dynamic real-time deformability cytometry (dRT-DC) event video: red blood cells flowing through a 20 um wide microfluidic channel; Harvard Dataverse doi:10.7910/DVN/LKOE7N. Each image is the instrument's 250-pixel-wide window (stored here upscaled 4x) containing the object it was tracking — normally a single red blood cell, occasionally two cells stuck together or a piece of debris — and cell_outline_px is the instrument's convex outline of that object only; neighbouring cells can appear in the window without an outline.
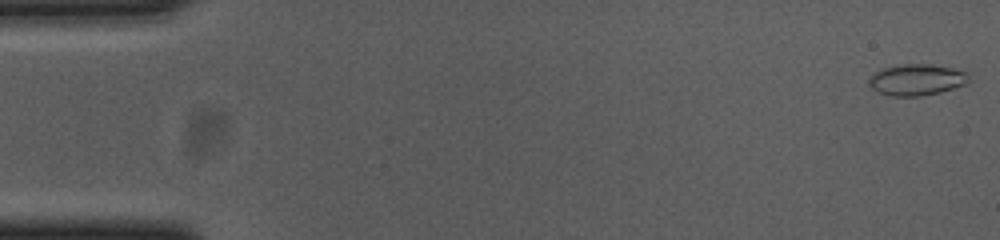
{"species": "common noctule bat (a hibernating species)", "species_latin": "Nyctalus noctula", "temperature_condition": "cold", "stored_images_in_passage": 55, "camera_frame_rate_fps": 3000, "um_per_image_px": 0.085, "animal": {"sex": "female", "body_mass_g": 23.0, "forearm_length_mm": 53.4}, "frame": {"image": 1, "passage_image": 1, "time_ms": 0.0, "image_size_px": [1000, 240], "cell_outline_px": [[968, 80], [964, 84], [940, 92], [920, 96], [892, 96], [880, 92], [872, 88], [868, 84], [868, 80], [876, 72], [884, 68], [904, 64], [928, 64], [968, 72]], "centroid_in_image_um": [77.89, 6.78], "position_along_channel_um": 7.1, "area_um2": 17.74}}
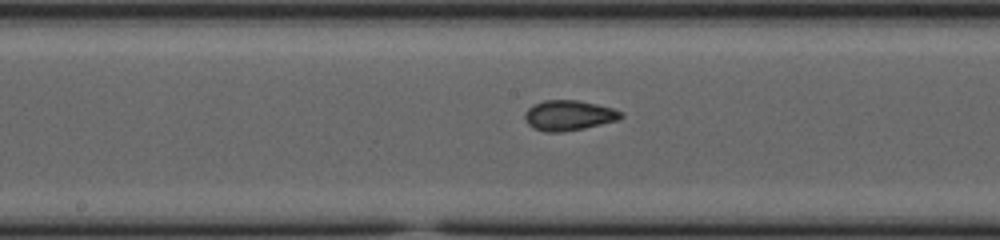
{"frame": {"image": 2, "passage_image": 28, "time_ms": 9.0, "image_size_px": [1000, 240], "cell_outline_px": [[624, 116], [620, 120], [584, 128], [560, 132], [544, 132], [532, 128], [528, 124], [524, 116], [524, 112], [532, 104], [544, 100], [576, 100], [596, 104], [612, 108], [624, 112]], "centroid_in_image_um": [48.34, 9.81], "position_along_channel_um": 199.9, "area_um2": 17.11}}
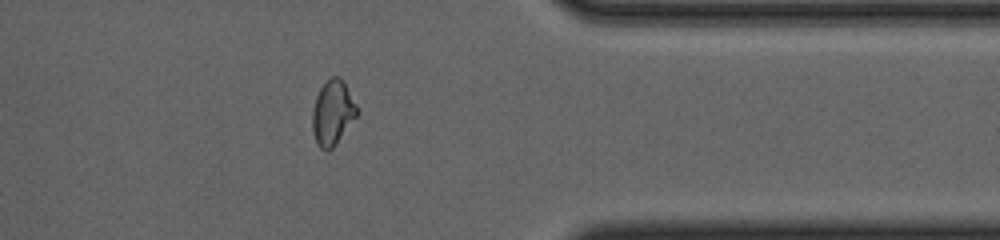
{"frame": {"image": 3, "passage_image": 44, "time_ms": 14.333, "image_size_px": [1000, 240], "cell_outline_px": [[360, 112], [336, 144], [328, 152], [320, 148], [316, 144], [312, 132], [312, 112], [316, 96], [320, 88], [332, 76], [340, 76], [344, 80]], "centroid_in_image_um": [28.28, 9.6], "position_along_channel_um": 383.1, "area_um2": 17.11}, "authors_computed_cell_mechanics": {"area_um2": 16.9932, "velocity_mm_per_s": 3.7001, "shape_relaxation_time_tau1_ms": null, "shape_relaxation_time_tau2_ms": 1.2334, "deformation_change_tau1": null, "deformation_change_tau2": 0.055}}